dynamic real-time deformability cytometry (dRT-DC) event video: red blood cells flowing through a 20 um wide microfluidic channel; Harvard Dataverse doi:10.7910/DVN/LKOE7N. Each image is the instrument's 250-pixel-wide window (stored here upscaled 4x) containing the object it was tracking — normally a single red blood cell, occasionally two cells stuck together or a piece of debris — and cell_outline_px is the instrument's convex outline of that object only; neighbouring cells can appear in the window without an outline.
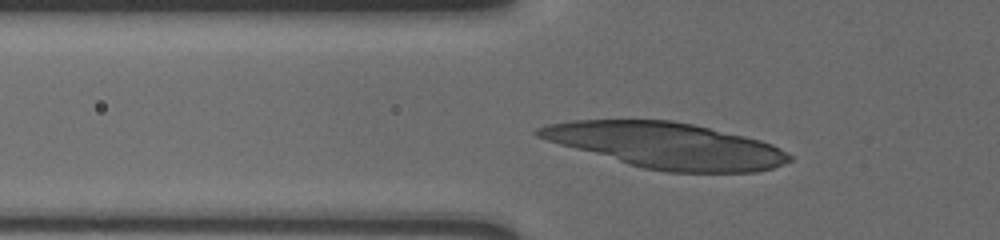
{"species": "human", "species_latin": "Homo sapiens", "temperature_condition": "cold", "stored_images_in_passage": 10, "camera_frame_rate_fps": 3000, "um_per_image_px": 0.085, "donor": {"sex": "male"}, "frame": {"image": 1, "passage_image": 7, "time_ms": 2.0, "image_size_px": [1000, 240], "cell_outline_px": [[792, 160], [784, 164], [772, 168], [756, 172], [668, 172], [644, 168], [628, 164], [560, 144], [536, 136], [532, 132], [536, 128], [544, 124], [572, 120], [672, 120], [692, 124], [744, 136], [760, 140], [772, 144], [788, 152], [792, 156]], "centroid_in_image_um": [56.64, 12.36], "position_along_channel_um": 69.2, "area_um2": 66.53}}